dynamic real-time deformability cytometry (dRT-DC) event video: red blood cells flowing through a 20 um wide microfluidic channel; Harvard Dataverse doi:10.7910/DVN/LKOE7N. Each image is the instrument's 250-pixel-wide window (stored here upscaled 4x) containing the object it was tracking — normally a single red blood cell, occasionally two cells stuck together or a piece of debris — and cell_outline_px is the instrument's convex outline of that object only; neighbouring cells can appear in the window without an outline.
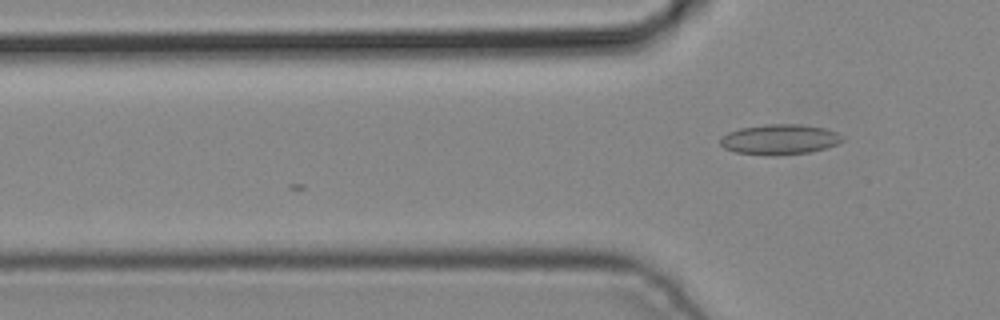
{"species": "common noctule bat (a hibernating species)", "species_latin": "Nyctalus noctula", "temperature_condition": "cold", "stored_images_in_passage": 4, "camera_frame_rate_fps": 3000, "um_per_image_px": 0.085, "animal": {"sex": "male", "body_mass_g": 19.2, "forearm_length_mm": 51.8}, "frame": {"image": 1, "passage_image": 4, "time_ms": 1.0, "image_size_px": [1000, 320], "cell_outline_px": [[844, 140], [836, 144], [812, 152], [776, 156], [764, 156], [736, 152], [724, 148], [720, 144], [720, 136], [728, 132], [740, 128], [764, 124], [800, 124], [824, 128], [836, 132], [844, 136]], "centroid_in_image_um": [66.24, 11.86], "position_along_channel_um": 59.6, "area_um2": 21.85}}